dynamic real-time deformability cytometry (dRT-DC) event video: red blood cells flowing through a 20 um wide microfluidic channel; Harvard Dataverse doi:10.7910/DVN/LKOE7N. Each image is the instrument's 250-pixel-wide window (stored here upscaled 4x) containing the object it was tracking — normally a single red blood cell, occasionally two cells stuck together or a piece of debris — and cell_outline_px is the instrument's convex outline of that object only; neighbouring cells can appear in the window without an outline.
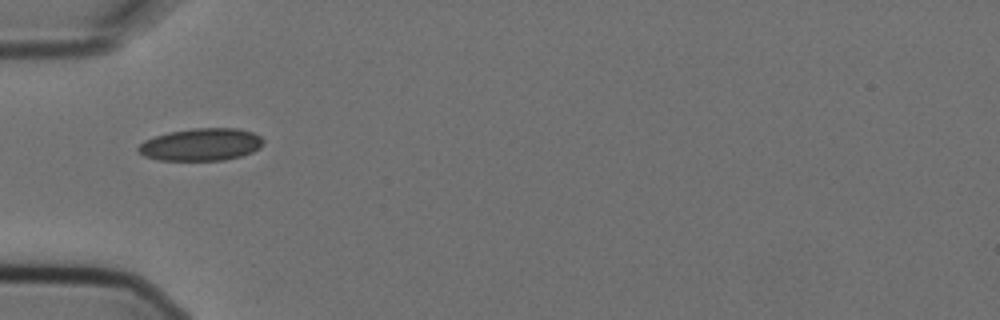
{"species": "Egyptian fruit bat (a non-hibernating species)", "species_latin": "Rousettus aegyptiacus", "temperature_condition": "cold", "stored_images_in_passage": 2, "camera_frame_rate_fps": 3000, "um_per_image_px": 0.085, "animal": {"sex": "female"}, "frame": {"image": 1, "passage_image": 1, "time_ms": 0.0, "image_size_px": [1000, 320], "cell_outline_px": [[264, 140], [260, 148], [252, 152], [240, 156], [224, 160], [156, 160], [144, 156], [136, 148], [144, 140], [168, 132], [192, 128], [236, 128], [252, 132], [260, 136]], "centroid_in_image_um": [17.08, 12.28], "position_along_channel_um": 67.9, "area_um2": 23.64}}
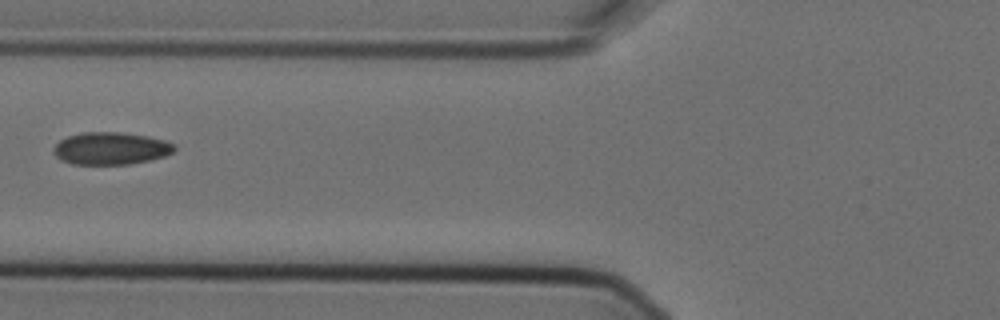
{"frame": {"image": 2, "passage_image": 2, "time_ms": 0.333, "image_size_px": [1000, 320], "cell_outline_px": [[176, 148], [172, 152], [164, 156], [148, 160], [128, 164], [72, 164], [60, 160], [52, 152], [52, 148], [60, 140], [68, 136], [84, 132], [120, 132], [148, 136], [164, 140], [176, 144]], "centroid_in_image_um": [9.4, 12.61], "position_along_channel_um": 116.4, "area_um2": 22.83}}